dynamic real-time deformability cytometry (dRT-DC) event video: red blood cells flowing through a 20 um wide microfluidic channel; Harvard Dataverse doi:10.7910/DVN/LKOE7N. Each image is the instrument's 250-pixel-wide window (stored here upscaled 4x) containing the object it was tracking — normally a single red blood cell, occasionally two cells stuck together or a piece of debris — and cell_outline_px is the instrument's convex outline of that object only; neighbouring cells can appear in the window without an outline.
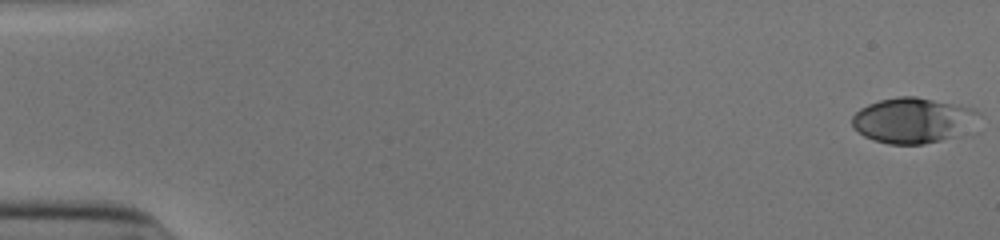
{"species": "human", "species_latin": "Homo sapiens", "temperature_condition": "cold", "stored_images_in_passage": 53, "camera_frame_rate_fps": 3000, "um_per_image_px": 0.085, "donor": {"sex": "male"}, "frame": {"image": 1, "passage_image": 1, "time_ms": 0.0, "image_size_px": [1000, 240], "cell_outline_px": [[980, 112], [960, 136], [924, 144], [888, 144], [872, 140], [864, 136], [852, 124], [852, 116], [860, 108], [868, 104], [880, 100], [900, 96], [916, 96], [976, 108]], "centroid_in_image_um": [77.58, 10.23], "position_along_channel_um": 7.4, "area_um2": 33.35}}
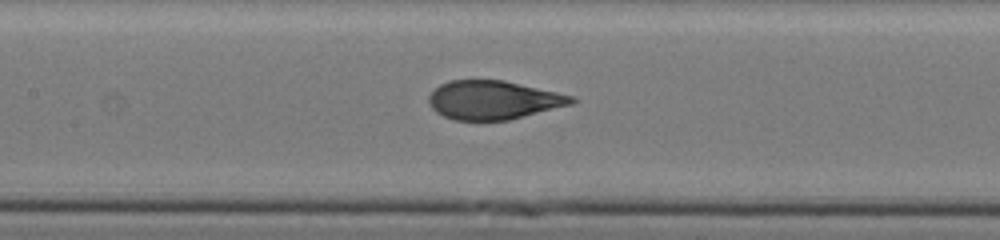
{"frame": {"image": 2, "passage_image": 26, "time_ms": 8.333, "image_size_px": [1000, 240], "cell_outline_px": [[580, 100], [572, 104], [508, 120], [456, 120], [444, 116], [436, 112], [428, 104], [428, 96], [440, 84], [448, 80], [504, 80], [576, 96]], "centroid_in_image_um": [41.96, 8.49], "position_along_channel_um": 165.4, "area_um2": 32.31}}
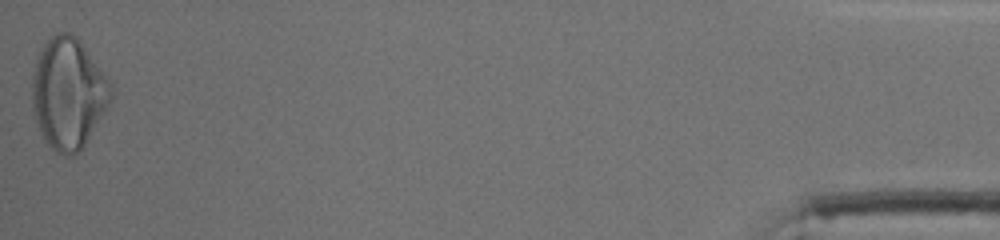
{"frame": {"image": 3, "passage_image": 53, "time_ms": 17.333, "image_size_px": [1000, 240], "cell_outline_px": [[116, 92], [112, 100], [80, 152], [72, 156], [68, 156], [56, 152], [48, 144], [36, 120], [32, 108], [32, 72], [36, 60], [48, 36], [56, 32], [68, 32], [76, 36], [108, 76], [116, 88]], "centroid_in_image_um": [5.84, 7.9], "position_along_channel_um": 429.4, "area_um2": 51.5}, "authors_computed_cell_mechanics": {"area_um2": 33.235, "velocity_mm_per_s": 3.9339, "shape_relaxation_time_tau1_ms": 5.8369, "shape_relaxation_time_tau2_ms": null, "deformation_change_tau1": 0.2205, "deformation_change_tau2": null}}